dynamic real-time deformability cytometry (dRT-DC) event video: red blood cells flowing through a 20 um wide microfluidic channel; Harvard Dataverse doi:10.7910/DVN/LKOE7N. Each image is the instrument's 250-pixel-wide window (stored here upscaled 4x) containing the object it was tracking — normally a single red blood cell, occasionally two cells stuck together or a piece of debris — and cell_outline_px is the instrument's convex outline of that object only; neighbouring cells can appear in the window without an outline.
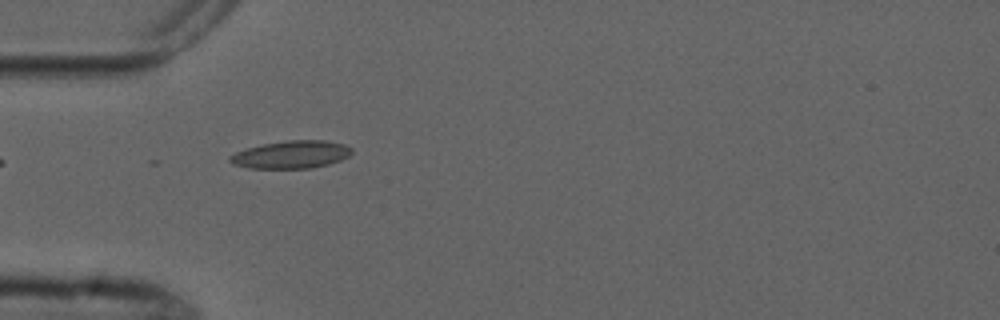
{"species": "common noctule bat (a hibernating species)", "species_latin": "Nyctalus noctula", "temperature_condition": "cold", "stored_images_in_passage": 7, "camera_frame_rate_fps": 3000, "um_per_image_px": 0.085, "animal": {"sex": "male", "forearm_length_mm": 52.5}, "frame": {"image": 1, "passage_image": 5, "time_ms": 4.333, "image_size_px": [1000, 320], "cell_outline_px": [[352, 152], [348, 156], [340, 160], [328, 164], [312, 168], [248, 168], [232, 164], [228, 160], [228, 156], [236, 152], [260, 144], [288, 140], [324, 140], [344, 144], [352, 148]], "centroid_in_image_um": [24.73, 13.13], "position_along_channel_um": 60.3, "area_um2": 19.71}}
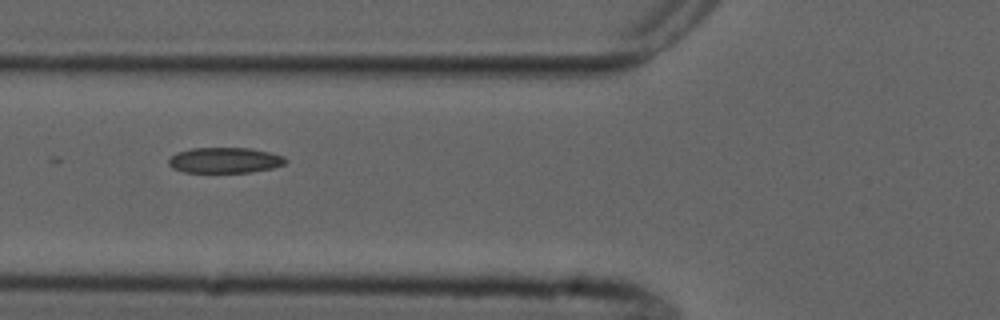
{"frame": {"image": 2, "passage_image": 6, "time_ms": 5.667, "image_size_px": [1000, 320], "cell_outline_px": [[288, 160], [284, 164], [272, 168], [248, 172], [184, 172], [172, 168], [168, 164], [168, 160], [176, 152], [192, 148], [248, 148], [268, 152], [284, 156]], "centroid_in_image_um": [19.09, 13.62], "position_along_channel_um": 106.7, "area_um2": 17.34}}
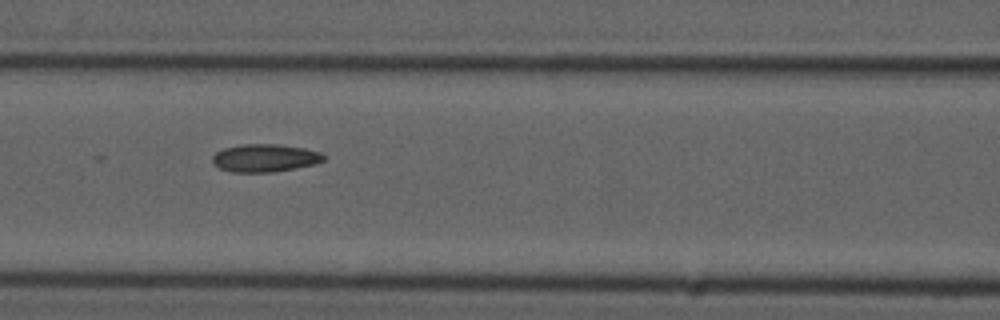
{"frame": {"image": 3, "passage_image": 7, "time_ms": 6.667, "image_size_px": [1000, 320], "cell_outline_px": [[324, 160], [312, 164], [272, 172], [232, 172], [220, 168], [212, 164], [212, 156], [216, 152], [224, 148], [240, 144], [276, 144], [304, 148], [320, 152], [324, 156]], "centroid_in_image_um": [22.45, 13.42], "position_along_channel_um": 144.2, "area_um2": 17.86}}